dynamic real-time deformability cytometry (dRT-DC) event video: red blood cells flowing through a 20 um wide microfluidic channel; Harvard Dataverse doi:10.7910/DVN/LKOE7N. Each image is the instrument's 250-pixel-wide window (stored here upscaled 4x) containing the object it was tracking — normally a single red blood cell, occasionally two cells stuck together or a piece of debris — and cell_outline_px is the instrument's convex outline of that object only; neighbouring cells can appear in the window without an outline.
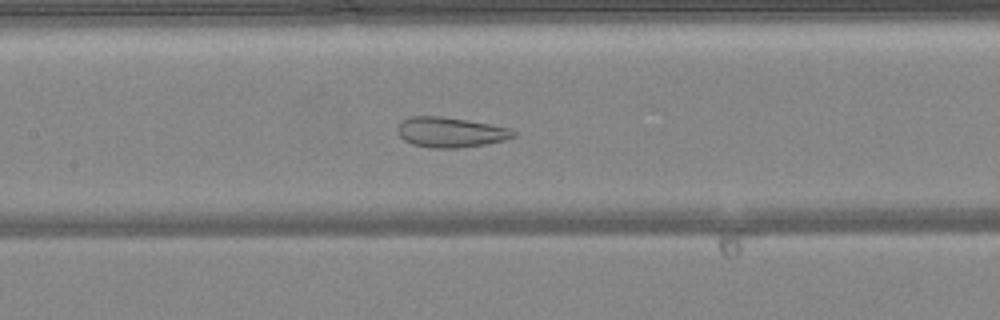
{"species": "common noctule bat (a hibernating species)", "species_latin": "Nyctalus noctula", "temperature_condition": "warm", "stored_images_in_passage": 38, "camera_frame_rate_fps": 3000, "um_per_image_px": 0.085, "animal": {"sex": "female", "body_mass_g": 24.6, "forearm_length_mm": 56.2}, "frame": {"image": 1, "passage_image": 12, "time_ms": 3.667, "image_size_px": [1000, 320], "cell_outline_px": [[516, 136], [504, 140], [484, 144], [456, 148], [432, 148], [412, 144], [404, 140], [396, 132], [396, 128], [404, 120], [412, 116], [440, 116], [468, 120], [508, 128], [516, 132]], "centroid_in_image_um": [38.26, 11.24], "position_along_channel_um": 169.1, "area_um2": 20.17}}
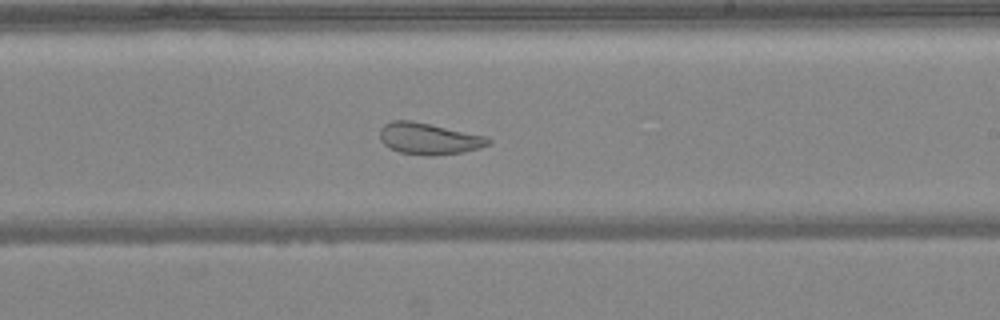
{"frame": {"image": 2, "passage_image": 18, "time_ms": 5.667, "image_size_px": [1000, 320], "cell_outline_px": [[492, 140], [488, 144], [476, 148], [460, 152], [436, 156], [428, 156], [400, 152], [384, 144], [380, 140], [380, 128], [384, 124], [392, 120], [412, 120], [488, 136]], "centroid_in_image_um": [36.44, 11.77], "position_along_channel_um": 252.6, "area_um2": 19.88}}
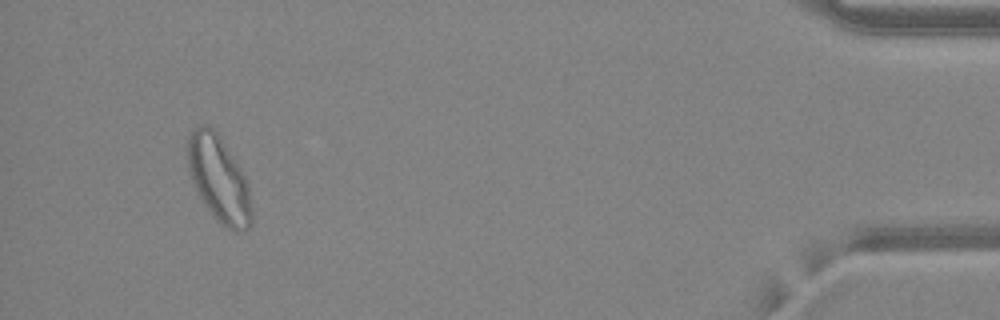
{"frame": {"image": 3, "passage_image": 35, "time_ms": 11.333, "image_size_px": [1000, 320], "cell_outline_px": [[252, 224], [248, 228], [236, 232], [232, 232], [216, 220], [200, 196], [188, 172], [188, 136], [200, 124], [204, 124], [212, 128], [220, 136], [236, 160], [248, 184], [252, 208]], "centroid_in_image_um": [18.63, 15.23], "position_along_channel_um": 416.6, "area_um2": 31.85}, "authors_computed_cell_mechanics": {"area_um2": 23.2645, "velocity_mm_per_s": 4.1847, "shape_relaxation_time_tau1_ms": null, "shape_relaxation_time_tau2_ms": 0.9999, "deformation_change_tau1": null, "deformation_change_tau2": 0.0726}}